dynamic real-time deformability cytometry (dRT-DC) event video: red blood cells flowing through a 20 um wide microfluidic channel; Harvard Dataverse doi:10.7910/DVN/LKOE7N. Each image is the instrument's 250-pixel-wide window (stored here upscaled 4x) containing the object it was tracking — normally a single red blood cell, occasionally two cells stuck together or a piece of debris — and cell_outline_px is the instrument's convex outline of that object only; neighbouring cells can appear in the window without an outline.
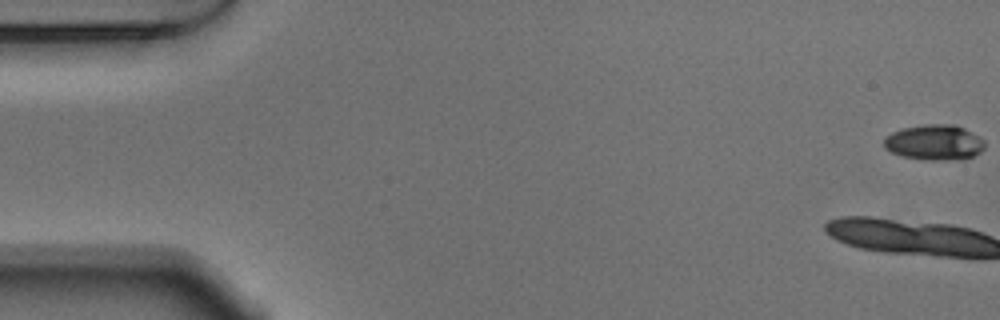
{"species": "Egyptian fruit bat (a non-hibernating species)", "species_latin": "Rousettus aegyptiacus", "temperature_condition": "warm", "stored_images_in_passage": 14, "camera_frame_rate_fps": 3000, "um_per_image_px": 0.085, "animal": {"sex": "male"}, "frame": {"image": 1, "passage_image": 1, "time_ms": 0.0, "image_size_px": [1000, 320], "cell_outline_px": [[984, 148], [980, 152], [972, 156], [948, 160], [932, 160], [904, 156], [892, 152], [884, 148], [884, 140], [892, 132], [904, 128], [924, 124], [956, 124], [964, 128], [984, 140]], "centroid_in_image_um": [79.43, 12.09], "position_along_channel_um": 5.6, "area_um2": 20.46}}